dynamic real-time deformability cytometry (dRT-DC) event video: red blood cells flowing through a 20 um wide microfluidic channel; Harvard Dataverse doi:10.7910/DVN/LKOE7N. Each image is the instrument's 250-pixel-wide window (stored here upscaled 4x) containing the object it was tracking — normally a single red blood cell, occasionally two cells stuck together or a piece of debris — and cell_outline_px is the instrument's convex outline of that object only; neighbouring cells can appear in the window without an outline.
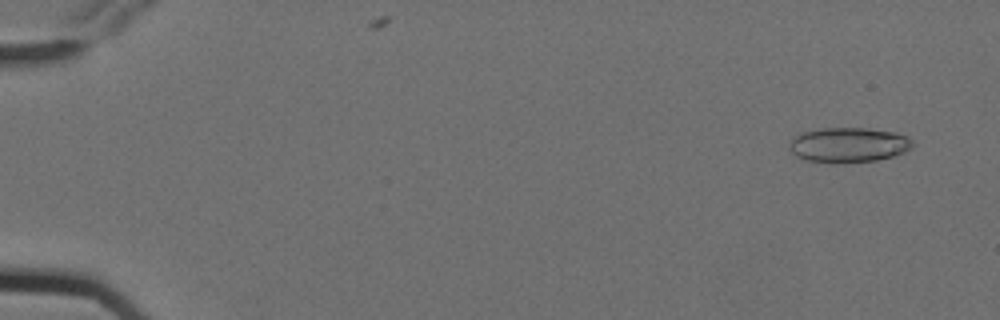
{"species": "Egyptian fruit bat (a non-hibernating species)", "species_latin": "Rousettus aegyptiacus", "temperature_condition": "cold", "stored_images_in_passage": 5, "camera_frame_rate_fps": 3000, "um_per_image_px": 0.085, "animal": {"sex": "female"}, "frame": {"image": 1, "passage_image": 1, "time_ms": 0.0, "image_size_px": [1000, 320], "cell_outline_px": [[912, 148], [904, 152], [892, 156], [876, 160], [808, 160], [796, 156], [788, 148], [792, 140], [800, 132], [820, 128], [868, 128], [896, 132], [908, 136], [912, 140]], "centroid_in_image_um": [72.16, 12.26], "position_along_channel_um": 12.8, "area_um2": 24.28}}
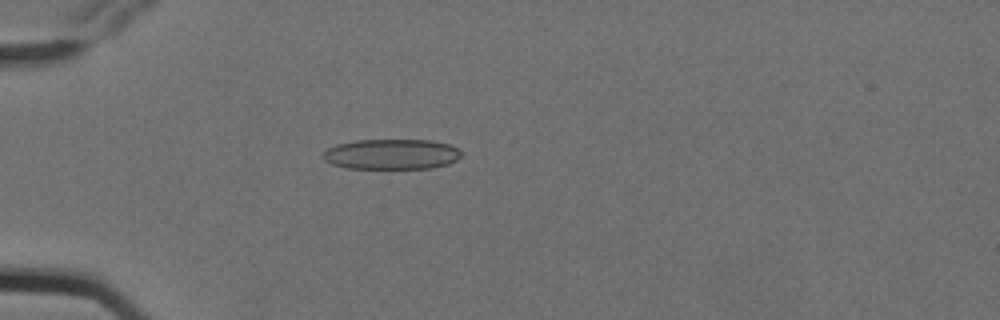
{"frame": {"image": 2, "passage_image": 5, "time_ms": 1.333, "image_size_px": [1000, 320], "cell_outline_px": [[460, 156], [456, 160], [448, 164], [432, 168], [348, 168], [332, 164], [324, 160], [320, 156], [328, 148], [336, 144], [356, 140], [432, 140], [448, 144], [456, 148], [460, 152]], "centroid_in_image_um": [33.24, 13.1], "position_along_channel_um": 51.8, "area_um2": 24.39}}